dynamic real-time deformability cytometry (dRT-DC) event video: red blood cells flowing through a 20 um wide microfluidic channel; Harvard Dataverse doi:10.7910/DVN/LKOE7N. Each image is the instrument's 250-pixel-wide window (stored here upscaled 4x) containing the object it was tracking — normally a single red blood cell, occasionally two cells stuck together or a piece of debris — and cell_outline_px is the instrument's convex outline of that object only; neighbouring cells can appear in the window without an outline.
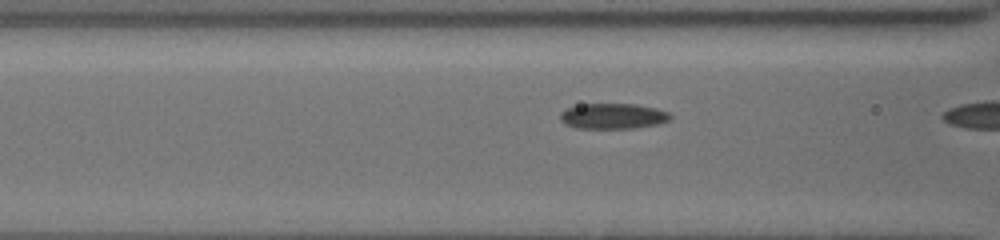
{"species": "common noctule bat (a hibernating species)", "species_latin": "Nyctalus noctula", "temperature_condition": "cold", "stored_images_in_passage": 25, "segment_of_instrument_passage": [2, 2], "camera_frame_rate_fps": 3000, "um_per_image_px": 0.085, "animal": {"sex": "female", "body_mass_g": 19.5, "forearm_length_mm": 54.1}, "frame": {"image": 1, "passage_image": 24, "time_ms": 7.667, "image_size_px": [1000, 240], "cell_outline_px": [[672, 116], [668, 120], [660, 124], [636, 128], [576, 128], [564, 124], [560, 120], [560, 112], [564, 108], [580, 104], [636, 104], [656, 108], [668, 112]], "centroid_in_image_um": [52.07, 9.87], "position_along_channel_um": 114.5, "area_um2": 16.59}}